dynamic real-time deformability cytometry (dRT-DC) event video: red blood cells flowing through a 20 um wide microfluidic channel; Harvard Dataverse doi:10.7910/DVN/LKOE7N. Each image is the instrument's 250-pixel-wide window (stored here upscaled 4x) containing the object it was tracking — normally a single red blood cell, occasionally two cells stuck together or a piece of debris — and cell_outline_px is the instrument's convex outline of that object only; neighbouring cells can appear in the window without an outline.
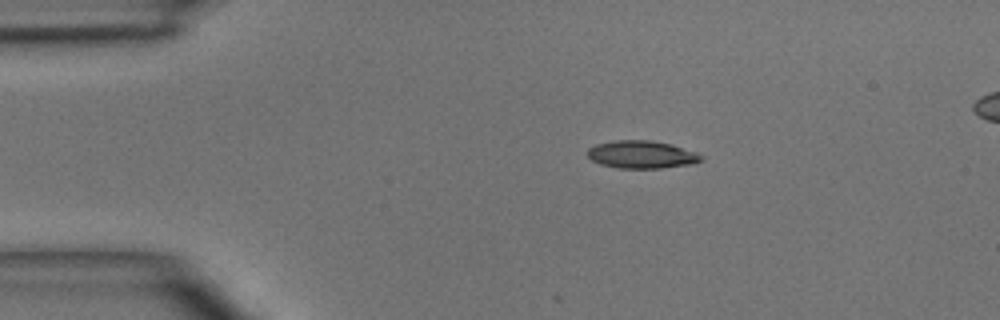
{"species": "common noctule bat (a hibernating species)", "species_latin": "Nyctalus noctula", "temperature_condition": "room temperature", "stored_images_in_passage": 3, "camera_frame_rate_fps": 3000, "um_per_image_px": 0.085, "animal": {"sex": "male", "body_mass_g": 15.6}, "frame": {"image": 1, "passage_image": 2, "time_ms": 1.0, "image_size_px": [1000, 320], "cell_outline_px": [[704, 160], [692, 164], [660, 168], [620, 168], [600, 164], [592, 160], [588, 156], [588, 148], [596, 144], [616, 140], [652, 140], [672, 144], [696, 152], [704, 156]], "centroid_in_image_um": [54.58, 13.13], "position_along_channel_um": 30.4, "area_um2": 18.44}}